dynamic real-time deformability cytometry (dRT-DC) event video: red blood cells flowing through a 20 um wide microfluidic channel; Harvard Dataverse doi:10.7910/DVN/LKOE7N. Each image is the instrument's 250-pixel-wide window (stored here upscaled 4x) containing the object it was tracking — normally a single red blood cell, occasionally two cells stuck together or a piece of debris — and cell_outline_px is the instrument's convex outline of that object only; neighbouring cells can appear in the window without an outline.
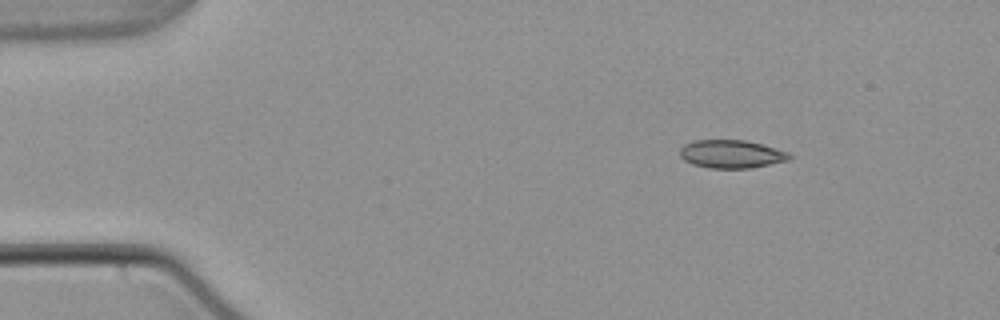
{"species": "common noctule bat (a hibernating species)", "species_latin": "Nyctalus noctula", "temperature_condition": "warm", "stored_images_in_passage": 53, "camera_frame_rate_fps": 3000, "um_per_image_px": 0.085, "animal": {"sex": "male", "body_mass_g": 21.5, "forearm_length_mm": 52.0}, "frame": {"image": 1, "passage_image": 7, "time_ms": 2.0, "image_size_px": [1000, 320], "cell_outline_px": [[792, 156], [788, 160], [752, 168], [708, 168], [692, 164], [684, 160], [680, 156], [680, 148], [684, 144], [692, 140], [744, 140], [764, 144], [788, 152]], "centroid_in_image_um": [62.15, 13.09], "position_along_channel_um": 22.8, "area_um2": 18.09}}
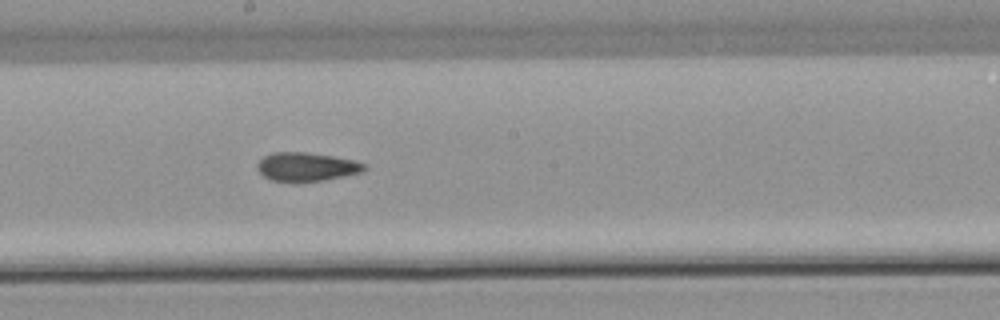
{"frame": {"image": 2, "passage_image": 29, "time_ms": 9.333, "image_size_px": [1000, 320], "cell_outline_px": [[368, 168], [360, 172], [344, 176], [324, 180], [272, 180], [264, 176], [256, 168], [256, 164], [264, 156], [272, 152], [304, 152], [332, 156], [352, 160], [364, 164]], "centroid_in_image_um": [26.03, 14.15], "position_along_channel_um": 222.2, "area_um2": 17.4}}
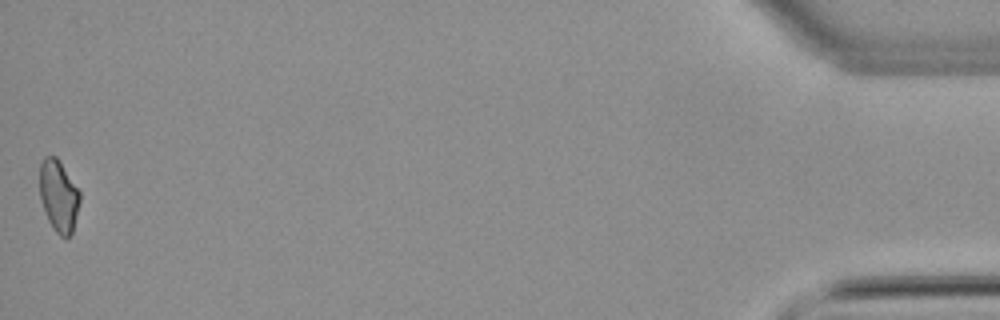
{"frame": {"image": 3, "passage_image": 53, "time_ms": 17.333, "image_size_px": [1000, 320], "cell_outline_px": [[80, 200], [72, 232], [68, 236], [60, 236], [56, 232], [48, 220], [40, 200], [40, 164], [44, 156], [56, 156], [60, 160], [80, 192]], "centroid_in_image_um": [4.97, 16.61], "position_along_channel_um": 430.2, "area_um2": 16.7}, "authors_computed_cell_mechanics": {"area_um2": 18.0336, "velocity_mm_per_s": 3.8221, "shape_relaxation_time_tau1_ms": null, "shape_relaxation_time_tau2_ms": 3.0656, "deformation_change_tau1": null, "deformation_change_tau2": 0.107}}